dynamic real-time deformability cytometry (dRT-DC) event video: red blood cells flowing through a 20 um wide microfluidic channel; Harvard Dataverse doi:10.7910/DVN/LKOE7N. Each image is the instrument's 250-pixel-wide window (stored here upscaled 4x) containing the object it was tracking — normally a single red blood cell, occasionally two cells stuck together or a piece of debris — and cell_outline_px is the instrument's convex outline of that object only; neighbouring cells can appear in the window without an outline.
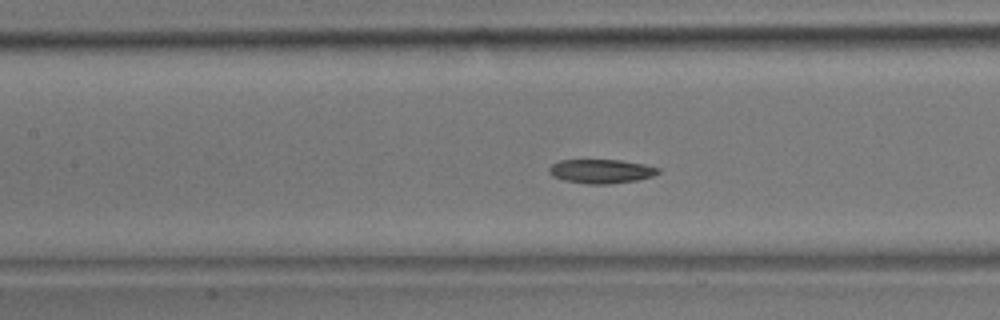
{"species": "common noctule bat (a hibernating species)", "species_latin": "Nyctalus noctula", "temperature_condition": "room temperature", "stored_images_in_passage": 44, "camera_frame_rate_fps": 3000, "um_per_image_px": 0.085, "animal": {"sex": "male", "body_mass_g": 17.9}, "frame": {"image": 1, "passage_image": 19, "time_ms": 6.0, "image_size_px": [1000, 320], "cell_outline_px": [[660, 172], [652, 176], [636, 180], [608, 184], [588, 184], [564, 180], [552, 176], [548, 172], [548, 168], [552, 164], [560, 160], [620, 160], [644, 164], [660, 168]], "centroid_in_image_um": [51.08, 14.55], "position_along_channel_um": 156.3, "area_um2": 15.26}}